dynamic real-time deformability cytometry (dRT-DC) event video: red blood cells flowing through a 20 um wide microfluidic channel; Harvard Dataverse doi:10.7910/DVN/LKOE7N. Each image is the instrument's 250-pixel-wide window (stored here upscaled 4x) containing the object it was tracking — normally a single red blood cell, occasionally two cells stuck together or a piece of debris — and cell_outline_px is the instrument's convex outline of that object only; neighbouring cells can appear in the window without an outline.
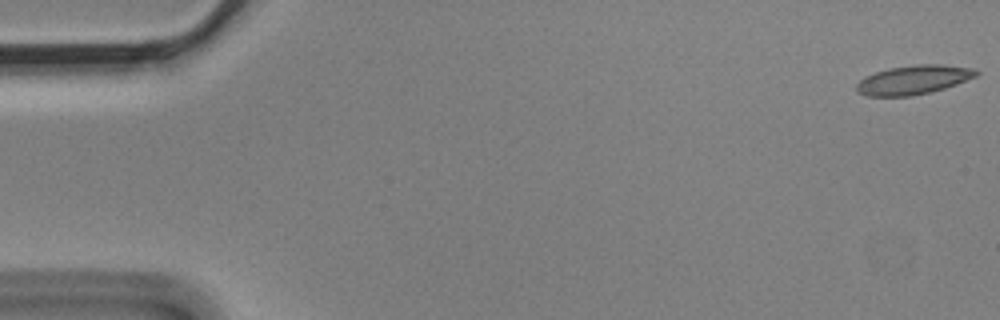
{"species": "Egyptian fruit bat (a non-hibernating species)", "species_latin": "Rousettus aegyptiacus", "temperature_condition": "cold", "stored_images_in_passage": 5, "camera_frame_rate_fps": 3000, "um_per_image_px": 0.085, "animal": {"sex": "male"}, "frame": {"image": 1, "passage_image": 1, "time_ms": 0.0, "image_size_px": [1000, 320], "cell_outline_px": [[980, 72], [976, 76], [956, 84], [944, 88], [912, 96], [868, 96], [856, 92], [856, 84], [864, 76], [888, 68], [916, 64], [944, 64], [976, 68]], "centroid_in_image_um": [77.65, 6.77], "position_along_channel_um": 7.4, "area_um2": 20.4}}
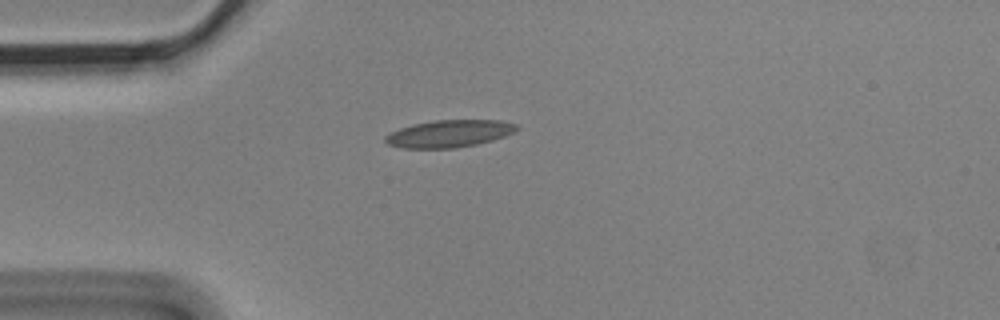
{"frame": {"image": 2, "passage_image": 5, "time_ms": 1.333, "image_size_px": [1000, 320], "cell_outline_px": [[520, 128], [516, 132], [492, 140], [476, 144], [456, 148], [400, 148], [388, 144], [384, 140], [384, 136], [400, 128], [412, 124], [436, 120], [500, 120], [516, 124]], "centroid_in_image_um": [38.19, 11.36], "position_along_channel_um": 46.8, "area_um2": 20.92}}